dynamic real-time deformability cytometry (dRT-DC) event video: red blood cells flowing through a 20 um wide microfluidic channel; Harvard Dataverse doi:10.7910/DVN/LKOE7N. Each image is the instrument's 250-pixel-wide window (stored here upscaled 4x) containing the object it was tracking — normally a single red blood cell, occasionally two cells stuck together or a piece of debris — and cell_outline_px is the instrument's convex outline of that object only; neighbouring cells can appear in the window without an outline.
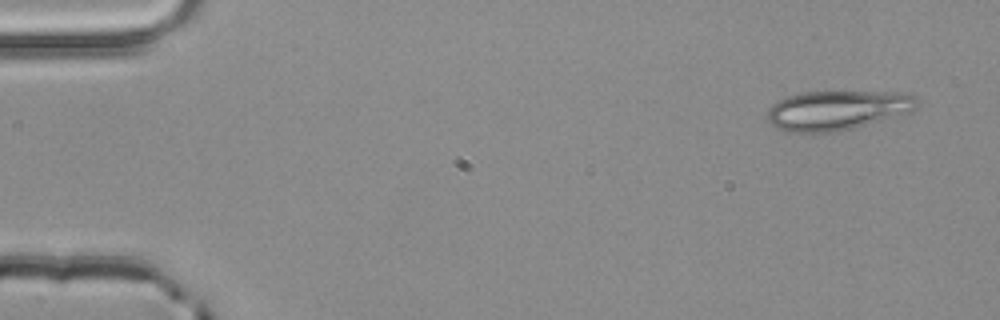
{"species": "common noctule bat (a hibernating species)", "species_latin": "Nyctalus noctula", "temperature_condition": "room temperature", "stored_images_in_passage": 3, "camera_frame_rate_fps": 3000, "um_per_image_px": 0.085, "animal": {"sex": "male", "body_mass_g": 20.4}, "frame": {"image": 1, "passage_image": 1, "time_ms": 0.0, "image_size_px": [1000, 320], "cell_outline_px": [[920, 100], [916, 108], [912, 112], [856, 128], [836, 132], [788, 132], [776, 128], [768, 120], [768, 108], [772, 104], [788, 96], [804, 92], [900, 92], [916, 96]], "centroid_in_image_um": [71.22, 9.38], "position_along_channel_um": 13.8, "area_um2": 34.74}}